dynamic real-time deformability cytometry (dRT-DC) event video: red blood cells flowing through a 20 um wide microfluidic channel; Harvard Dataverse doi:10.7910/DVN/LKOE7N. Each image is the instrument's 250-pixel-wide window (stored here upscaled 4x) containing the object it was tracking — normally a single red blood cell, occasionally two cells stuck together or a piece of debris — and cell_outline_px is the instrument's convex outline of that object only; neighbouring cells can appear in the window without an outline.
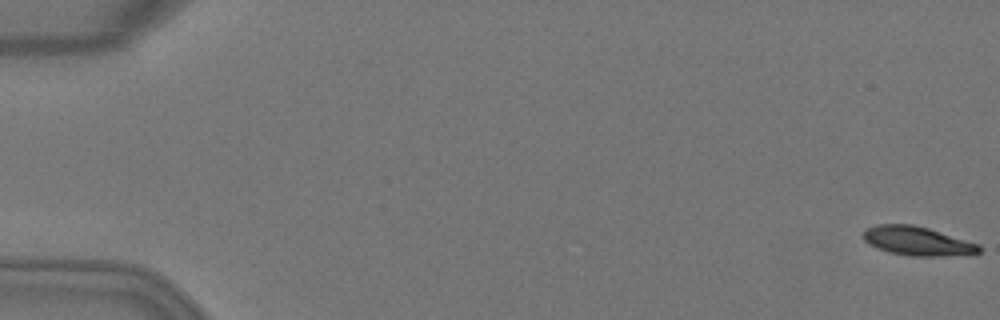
{"species": "Egyptian fruit bat (a non-hibernating species)", "species_latin": "Rousettus aegyptiacus", "temperature_condition": "warm", "stored_images_in_passage": 4, "camera_frame_rate_fps": 3000, "um_per_image_px": 0.085, "animal": {"sex": "female"}, "frame": {"image": 1, "passage_image": 1, "time_ms": 0.0, "image_size_px": [1000, 320], "cell_outline_px": [[980, 252], [968, 256], [912, 256], [888, 252], [868, 244], [864, 240], [864, 232], [868, 228], [876, 224], [912, 224], [928, 228], [980, 244]], "centroid_in_image_um": [78.03, 20.5], "position_along_channel_um": 7.0, "area_um2": 19.71}}